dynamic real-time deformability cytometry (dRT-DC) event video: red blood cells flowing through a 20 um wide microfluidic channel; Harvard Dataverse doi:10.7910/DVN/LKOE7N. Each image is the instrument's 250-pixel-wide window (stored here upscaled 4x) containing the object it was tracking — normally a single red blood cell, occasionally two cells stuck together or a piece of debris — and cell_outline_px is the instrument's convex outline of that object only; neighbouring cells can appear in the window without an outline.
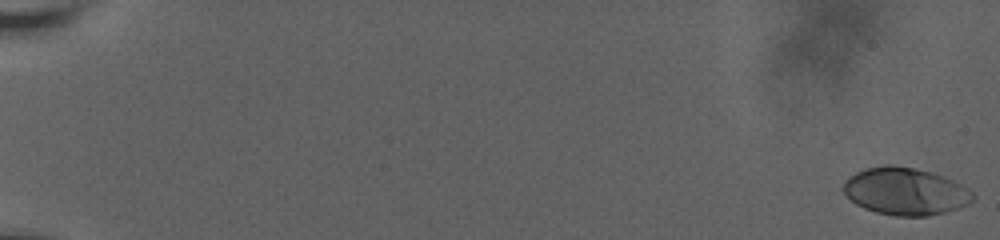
{"species": "human", "species_latin": "Homo sapiens", "temperature_condition": "room temperature", "stored_images_in_passage": 23, "camera_frame_rate_fps": 3000, "um_per_image_px": 0.085, "donor": {"sex": "male"}, "frame": {"image": 1, "passage_image": 1, "time_ms": 0.0, "image_size_px": [1000, 240], "cell_outline_px": [[976, 200], [968, 204], [944, 212], [928, 216], [896, 216], [876, 212], [864, 208], [856, 204], [840, 188], [856, 172], [864, 168], [884, 164], [888, 164], [912, 168], [932, 172], [944, 176], [960, 184], [972, 192], [976, 196]], "centroid_in_image_um": [76.96, 16.26], "position_along_channel_um": 8.0, "area_um2": 35.6}}
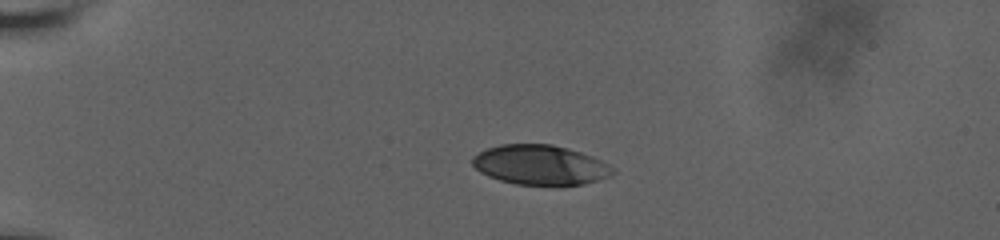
{"frame": {"image": 2, "passage_image": 14, "time_ms": 5.333, "image_size_px": [1000, 240], "cell_outline_px": [[616, 172], [608, 176], [584, 184], [516, 184], [500, 180], [488, 176], [480, 172], [472, 164], [472, 156], [488, 148], [500, 144], [552, 144], [568, 148], [592, 156], [608, 164]], "centroid_in_image_um": [45.89, 14.0], "position_along_channel_um": 39.1, "area_um2": 32.14}}
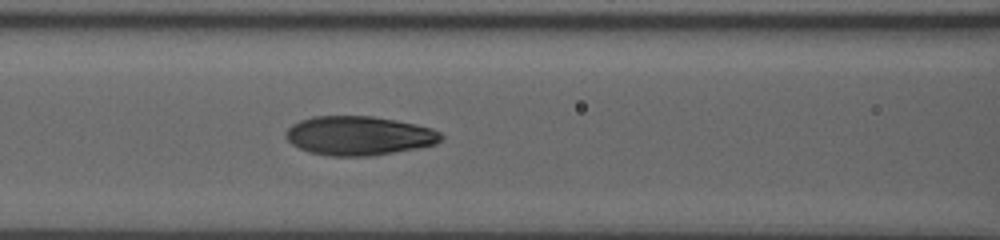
{"frame": {"image": 3, "passage_image": 23, "time_ms": 9.667, "image_size_px": [1000, 240], "cell_outline_px": [[444, 136], [436, 144], [416, 148], [372, 156], [328, 156], [308, 152], [292, 144], [284, 136], [284, 132], [292, 124], [300, 120], [312, 116], [372, 116], [396, 120], [416, 124], [432, 128], [440, 132]], "centroid_in_image_um": [30.48, 11.53], "position_along_channel_um": 136.1, "area_um2": 35.55}}